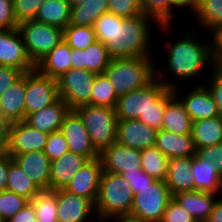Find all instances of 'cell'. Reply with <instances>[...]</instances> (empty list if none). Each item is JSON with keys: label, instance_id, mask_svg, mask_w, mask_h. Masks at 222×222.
Here are the masks:
<instances>
[{"label": "cell", "instance_id": "obj_42", "mask_svg": "<svg viewBox=\"0 0 222 222\" xmlns=\"http://www.w3.org/2000/svg\"><path fill=\"white\" fill-rule=\"evenodd\" d=\"M109 12L123 18L143 14L141 0H110Z\"/></svg>", "mask_w": 222, "mask_h": 222}, {"label": "cell", "instance_id": "obj_45", "mask_svg": "<svg viewBox=\"0 0 222 222\" xmlns=\"http://www.w3.org/2000/svg\"><path fill=\"white\" fill-rule=\"evenodd\" d=\"M161 222H196V220L172 198L164 211Z\"/></svg>", "mask_w": 222, "mask_h": 222}, {"label": "cell", "instance_id": "obj_48", "mask_svg": "<svg viewBox=\"0 0 222 222\" xmlns=\"http://www.w3.org/2000/svg\"><path fill=\"white\" fill-rule=\"evenodd\" d=\"M18 24L13 0H0V29H14L17 28Z\"/></svg>", "mask_w": 222, "mask_h": 222}, {"label": "cell", "instance_id": "obj_24", "mask_svg": "<svg viewBox=\"0 0 222 222\" xmlns=\"http://www.w3.org/2000/svg\"><path fill=\"white\" fill-rule=\"evenodd\" d=\"M214 193L199 190L180 192L173 198L196 220L206 222L213 211L217 196Z\"/></svg>", "mask_w": 222, "mask_h": 222}, {"label": "cell", "instance_id": "obj_5", "mask_svg": "<svg viewBox=\"0 0 222 222\" xmlns=\"http://www.w3.org/2000/svg\"><path fill=\"white\" fill-rule=\"evenodd\" d=\"M87 129L91 144L100 154L117 142L116 110L107 106L82 105L74 109Z\"/></svg>", "mask_w": 222, "mask_h": 222}, {"label": "cell", "instance_id": "obj_44", "mask_svg": "<svg viewBox=\"0 0 222 222\" xmlns=\"http://www.w3.org/2000/svg\"><path fill=\"white\" fill-rule=\"evenodd\" d=\"M69 151L68 144L62 132L55 131L48 135L44 153L53 161Z\"/></svg>", "mask_w": 222, "mask_h": 222}, {"label": "cell", "instance_id": "obj_30", "mask_svg": "<svg viewBox=\"0 0 222 222\" xmlns=\"http://www.w3.org/2000/svg\"><path fill=\"white\" fill-rule=\"evenodd\" d=\"M191 135L196 150L222 143V118L215 116L193 121Z\"/></svg>", "mask_w": 222, "mask_h": 222}, {"label": "cell", "instance_id": "obj_56", "mask_svg": "<svg viewBox=\"0 0 222 222\" xmlns=\"http://www.w3.org/2000/svg\"><path fill=\"white\" fill-rule=\"evenodd\" d=\"M211 36L214 42V56H222V28Z\"/></svg>", "mask_w": 222, "mask_h": 222}, {"label": "cell", "instance_id": "obj_52", "mask_svg": "<svg viewBox=\"0 0 222 222\" xmlns=\"http://www.w3.org/2000/svg\"><path fill=\"white\" fill-rule=\"evenodd\" d=\"M36 214L31 202L27 203L19 212L6 222H36Z\"/></svg>", "mask_w": 222, "mask_h": 222}, {"label": "cell", "instance_id": "obj_7", "mask_svg": "<svg viewBox=\"0 0 222 222\" xmlns=\"http://www.w3.org/2000/svg\"><path fill=\"white\" fill-rule=\"evenodd\" d=\"M173 198L165 181L154 180L134 194L131 217L143 222H161L164 211Z\"/></svg>", "mask_w": 222, "mask_h": 222}, {"label": "cell", "instance_id": "obj_57", "mask_svg": "<svg viewBox=\"0 0 222 222\" xmlns=\"http://www.w3.org/2000/svg\"><path fill=\"white\" fill-rule=\"evenodd\" d=\"M109 221L111 222V220H115L114 222H143L141 220H138L137 218L131 217L129 215H125V216H114V217H110L107 218Z\"/></svg>", "mask_w": 222, "mask_h": 222}, {"label": "cell", "instance_id": "obj_40", "mask_svg": "<svg viewBox=\"0 0 222 222\" xmlns=\"http://www.w3.org/2000/svg\"><path fill=\"white\" fill-rule=\"evenodd\" d=\"M141 7L159 25H170V0H141Z\"/></svg>", "mask_w": 222, "mask_h": 222}, {"label": "cell", "instance_id": "obj_9", "mask_svg": "<svg viewBox=\"0 0 222 222\" xmlns=\"http://www.w3.org/2000/svg\"><path fill=\"white\" fill-rule=\"evenodd\" d=\"M96 75L91 71L71 68L57 79L59 98L67 103L70 110L90 105Z\"/></svg>", "mask_w": 222, "mask_h": 222}, {"label": "cell", "instance_id": "obj_32", "mask_svg": "<svg viewBox=\"0 0 222 222\" xmlns=\"http://www.w3.org/2000/svg\"><path fill=\"white\" fill-rule=\"evenodd\" d=\"M110 0H87L83 5L71 7L69 25L91 26L104 13L109 12Z\"/></svg>", "mask_w": 222, "mask_h": 222}, {"label": "cell", "instance_id": "obj_17", "mask_svg": "<svg viewBox=\"0 0 222 222\" xmlns=\"http://www.w3.org/2000/svg\"><path fill=\"white\" fill-rule=\"evenodd\" d=\"M157 131L138 119L118 120L117 142L138 150L155 147Z\"/></svg>", "mask_w": 222, "mask_h": 222}, {"label": "cell", "instance_id": "obj_43", "mask_svg": "<svg viewBox=\"0 0 222 222\" xmlns=\"http://www.w3.org/2000/svg\"><path fill=\"white\" fill-rule=\"evenodd\" d=\"M45 0H13L14 13L18 23L34 20Z\"/></svg>", "mask_w": 222, "mask_h": 222}, {"label": "cell", "instance_id": "obj_20", "mask_svg": "<svg viewBox=\"0 0 222 222\" xmlns=\"http://www.w3.org/2000/svg\"><path fill=\"white\" fill-rule=\"evenodd\" d=\"M71 55V68L96 74L104 73L111 60L105 44L98 40L85 50L72 49Z\"/></svg>", "mask_w": 222, "mask_h": 222}, {"label": "cell", "instance_id": "obj_34", "mask_svg": "<svg viewBox=\"0 0 222 222\" xmlns=\"http://www.w3.org/2000/svg\"><path fill=\"white\" fill-rule=\"evenodd\" d=\"M194 14L199 26L212 35L222 28V0H198Z\"/></svg>", "mask_w": 222, "mask_h": 222}, {"label": "cell", "instance_id": "obj_21", "mask_svg": "<svg viewBox=\"0 0 222 222\" xmlns=\"http://www.w3.org/2000/svg\"><path fill=\"white\" fill-rule=\"evenodd\" d=\"M69 111L67 103L59 98L52 105L29 114L24 121L31 127L50 134L61 129L64 117Z\"/></svg>", "mask_w": 222, "mask_h": 222}, {"label": "cell", "instance_id": "obj_61", "mask_svg": "<svg viewBox=\"0 0 222 222\" xmlns=\"http://www.w3.org/2000/svg\"><path fill=\"white\" fill-rule=\"evenodd\" d=\"M106 221H108V220H99L98 222H106Z\"/></svg>", "mask_w": 222, "mask_h": 222}, {"label": "cell", "instance_id": "obj_12", "mask_svg": "<svg viewBox=\"0 0 222 222\" xmlns=\"http://www.w3.org/2000/svg\"><path fill=\"white\" fill-rule=\"evenodd\" d=\"M48 135L31 127L25 121L14 122L3 149L11 156L44 151Z\"/></svg>", "mask_w": 222, "mask_h": 222}, {"label": "cell", "instance_id": "obj_18", "mask_svg": "<svg viewBox=\"0 0 222 222\" xmlns=\"http://www.w3.org/2000/svg\"><path fill=\"white\" fill-rule=\"evenodd\" d=\"M11 157L40 190H49L51 161L44 151H31Z\"/></svg>", "mask_w": 222, "mask_h": 222}, {"label": "cell", "instance_id": "obj_36", "mask_svg": "<svg viewBox=\"0 0 222 222\" xmlns=\"http://www.w3.org/2000/svg\"><path fill=\"white\" fill-rule=\"evenodd\" d=\"M30 202L36 214V222H58L57 195L53 190H41Z\"/></svg>", "mask_w": 222, "mask_h": 222}, {"label": "cell", "instance_id": "obj_15", "mask_svg": "<svg viewBox=\"0 0 222 222\" xmlns=\"http://www.w3.org/2000/svg\"><path fill=\"white\" fill-rule=\"evenodd\" d=\"M99 157L102 162L103 171L122 174L124 172L137 171L141 168V150L128 146L112 143L104 149Z\"/></svg>", "mask_w": 222, "mask_h": 222}, {"label": "cell", "instance_id": "obj_35", "mask_svg": "<svg viewBox=\"0 0 222 222\" xmlns=\"http://www.w3.org/2000/svg\"><path fill=\"white\" fill-rule=\"evenodd\" d=\"M169 160L156 146L141 150V168L156 180L165 181Z\"/></svg>", "mask_w": 222, "mask_h": 222}, {"label": "cell", "instance_id": "obj_39", "mask_svg": "<svg viewBox=\"0 0 222 222\" xmlns=\"http://www.w3.org/2000/svg\"><path fill=\"white\" fill-rule=\"evenodd\" d=\"M175 96L174 89H168L154 104L138 118L139 121L156 130L162 129L163 114L167 103Z\"/></svg>", "mask_w": 222, "mask_h": 222}, {"label": "cell", "instance_id": "obj_29", "mask_svg": "<svg viewBox=\"0 0 222 222\" xmlns=\"http://www.w3.org/2000/svg\"><path fill=\"white\" fill-rule=\"evenodd\" d=\"M175 96L167 103L163 114L162 129L175 134H191L192 119L188 115L183 103Z\"/></svg>", "mask_w": 222, "mask_h": 222}, {"label": "cell", "instance_id": "obj_27", "mask_svg": "<svg viewBox=\"0 0 222 222\" xmlns=\"http://www.w3.org/2000/svg\"><path fill=\"white\" fill-rule=\"evenodd\" d=\"M0 111L13 123L25 120V73L0 96Z\"/></svg>", "mask_w": 222, "mask_h": 222}, {"label": "cell", "instance_id": "obj_26", "mask_svg": "<svg viewBox=\"0 0 222 222\" xmlns=\"http://www.w3.org/2000/svg\"><path fill=\"white\" fill-rule=\"evenodd\" d=\"M71 53L72 49L62 41L35 64V69L57 80L71 69Z\"/></svg>", "mask_w": 222, "mask_h": 222}, {"label": "cell", "instance_id": "obj_16", "mask_svg": "<svg viewBox=\"0 0 222 222\" xmlns=\"http://www.w3.org/2000/svg\"><path fill=\"white\" fill-rule=\"evenodd\" d=\"M57 195L58 222H89L90 214H95V204L82 196L70 193L65 189L54 191Z\"/></svg>", "mask_w": 222, "mask_h": 222}, {"label": "cell", "instance_id": "obj_8", "mask_svg": "<svg viewBox=\"0 0 222 222\" xmlns=\"http://www.w3.org/2000/svg\"><path fill=\"white\" fill-rule=\"evenodd\" d=\"M17 29L31 61L36 64L63 41V29L35 20L23 21Z\"/></svg>", "mask_w": 222, "mask_h": 222}, {"label": "cell", "instance_id": "obj_47", "mask_svg": "<svg viewBox=\"0 0 222 222\" xmlns=\"http://www.w3.org/2000/svg\"><path fill=\"white\" fill-rule=\"evenodd\" d=\"M196 154L201 159L213 163L217 172L222 176V143L198 149Z\"/></svg>", "mask_w": 222, "mask_h": 222}, {"label": "cell", "instance_id": "obj_6", "mask_svg": "<svg viewBox=\"0 0 222 222\" xmlns=\"http://www.w3.org/2000/svg\"><path fill=\"white\" fill-rule=\"evenodd\" d=\"M156 71V78L149 83L146 87L138 90L130 91L127 94L121 95L117 99L115 107L116 116L118 120L138 119L141 114L152 107L158 99L170 88L176 90L174 82L163 80L162 77L158 78ZM160 78V79H159ZM175 84V85H174Z\"/></svg>", "mask_w": 222, "mask_h": 222}, {"label": "cell", "instance_id": "obj_54", "mask_svg": "<svg viewBox=\"0 0 222 222\" xmlns=\"http://www.w3.org/2000/svg\"><path fill=\"white\" fill-rule=\"evenodd\" d=\"M198 0H170V25H172V19L174 15V8H189L194 13L196 7H197Z\"/></svg>", "mask_w": 222, "mask_h": 222}, {"label": "cell", "instance_id": "obj_11", "mask_svg": "<svg viewBox=\"0 0 222 222\" xmlns=\"http://www.w3.org/2000/svg\"><path fill=\"white\" fill-rule=\"evenodd\" d=\"M0 66H11L23 73L35 69L17 28L0 29Z\"/></svg>", "mask_w": 222, "mask_h": 222}, {"label": "cell", "instance_id": "obj_49", "mask_svg": "<svg viewBox=\"0 0 222 222\" xmlns=\"http://www.w3.org/2000/svg\"><path fill=\"white\" fill-rule=\"evenodd\" d=\"M22 75L23 72L17 68L11 66H0V96Z\"/></svg>", "mask_w": 222, "mask_h": 222}, {"label": "cell", "instance_id": "obj_28", "mask_svg": "<svg viewBox=\"0 0 222 222\" xmlns=\"http://www.w3.org/2000/svg\"><path fill=\"white\" fill-rule=\"evenodd\" d=\"M191 174L195 190L214 194L222 192V176L213 163L201 159L197 154L192 156Z\"/></svg>", "mask_w": 222, "mask_h": 222}, {"label": "cell", "instance_id": "obj_53", "mask_svg": "<svg viewBox=\"0 0 222 222\" xmlns=\"http://www.w3.org/2000/svg\"><path fill=\"white\" fill-rule=\"evenodd\" d=\"M12 124L13 122L5 117L0 111V150L3 149V146L7 141Z\"/></svg>", "mask_w": 222, "mask_h": 222}, {"label": "cell", "instance_id": "obj_55", "mask_svg": "<svg viewBox=\"0 0 222 222\" xmlns=\"http://www.w3.org/2000/svg\"><path fill=\"white\" fill-rule=\"evenodd\" d=\"M218 197L215 202L213 211L210 213L206 222H222V198Z\"/></svg>", "mask_w": 222, "mask_h": 222}, {"label": "cell", "instance_id": "obj_25", "mask_svg": "<svg viewBox=\"0 0 222 222\" xmlns=\"http://www.w3.org/2000/svg\"><path fill=\"white\" fill-rule=\"evenodd\" d=\"M191 164L192 156L170 158L165 183L172 196L180 192L195 191Z\"/></svg>", "mask_w": 222, "mask_h": 222}, {"label": "cell", "instance_id": "obj_37", "mask_svg": "<svg viewBox=\"0 0 222 222\" xmlns=\"http://www.w3.org/2000/svg\"><path fill=\"white\" fill-rule=\"evenodd\" d=\"M92 87L90 105L116 107L119 96L104 73L96 75Z\"/></svg>", "mask_w": 222, "mask_h": 222}, {"label": "cell", "instance_id": "obj_4", "mask_svg": "<svg viewBox=\"0 0 222 222\" xmlns=\"http://www.w3.org/2000/svg\"><path fill=\"white\" fill-rule=\"evenodd\" d=\"M134 193L121 174L102 170L99 194L95 203L98 220L130 215ZM105 218V219H104Z\"/></svg>", "mask_w": 222, "mask_h": 222}, {"label": "cell", "instance_id": "obj_14", "mask_svg": "<svg viewBox=\"0 0 222 222\" xmlns=\"http://www.w3.org/2000/svg\"><path fill=\"white\" fill-rule=\"evenodd\" d=\"M100 157L87 161L71 178L65 190L78 196L97 201L102 173Z\"/></svg>", "mask_w": 222, "mask_h": 222}, {"label": "cell", "instance_id": "obj_1", "mask_svg": "<svg viewBox=\"0 0 222 222\" xmlns=\"http://www.w3.org/2000/svg\"><path fill=\"white\" fill-rule=\"evenodd\" d=\"M151 20L163 33L172 30L171 25H159L145 14L123 18L111 12L101 15L93 27L96 39L105 44L111 59L151 57Z\"/></svg>", "mask_w": 222, "mask_h": 222}, {"label": "cell", "instance_id": "obj_38", "mask_svg": "<svg viewBox=\"0 0 222 222\" xmlns=\"http://www.w3.org/2000/svg\"><path fill=\"white\" fill-rule=\"evenodd\" d=\"M63 41L71 49L85 50L97 39L94 27L68 25L63 29Z\"/></svg>", "mask_w": 222, "mask_h": 222}, {"label": "cell", "instance_id": "obj_46", "mask_svg": "<svg viewBox=\"0 0 222 222\" xmlns=\"http://www.w3.org/2000/svg\"><path fill=\"white\" fill-rule=\"evenodd\" d=\"M121 175L130 184L134 194L139 192L140 189L147 187L155 180L147 173H145L142 168H137V171H127L122 173Z\"/></svg>", "mask_w": 222, "mask_h": 222}, {"label": "cell", "instance_id": "obj_58", "mask_svg": "<svg viewBox=\"0 0 222 222\" xmlns=\"http://www.w3.org/2000/svg\"><path fill=\"white\" fill-rule=\"evenodd\" d=\"M214 70L222 76V56H214Z\"/></svg>", "mask_w": 222, "mask_h": 222}, {"label": "cell", "instance_id": "obj_31", "mask_svg": "<svg viewBox=\"0 0 222 222\" xmlns=\"http://www.w3.org/2000/svg\"><path fill=\"white\" fill-rule=\"evenodd\" d=\"M71 6L68 0H45L35 21L64 29L69 25Z\"/></svg>", "mask_w": 222, "mask_h": 222}, {"label": "cell", "instance_id": "obj_10", "mask_svg": "<svg viewBox=\"0 0 222 222\" xmlns=\"http://www.w3.org/2000/svg\"><path fill=\"white\" fill-rule=\"evenodd\" d=\"M59 99L57 80L42 75L36 69L25 72L26 117L50 106Z\"/></svg>", "mask_w": 222, "mask_h": 222}, {"label": "cell", "instance_id": "obj_51", "mask_svg": "<svg viewBox=\"0 0 222 222\" xmlns=\"http://www.w3.org/2000/svg\"><path fill=\"white\" fill-rule=\"evenodd\" d=\"M12 157L4 149L0 150V191L6 190L9 163Z\"/></svg>", "mask_w": 222, "mask_h": 222}, {"label": "cell", "instance_id": "obj_50", "mask_svg": "<svg viewBox=\"0 0 222 222\" xmlns=\"http://www.w3.org/2000/svg\"><path fill=\"white\" fill-rule=\"evenodd\" d=\"M211 69V71H213V77L210 76L212 78L211 85L209 87L205 84V86L209 90L214 102L216 103L218 115L222 118V76L218 74L214 68Z\"/></svg>", "mask_w": 222, "mask_h": 222}, {"label": "cell", "instance_id": "obj_3", "mask_svg": "<svg viewBox=\"0 0 222 222\" xmlns=\"http://www.w3.org/2000/svg\"><path fill=\"white\" fill-rule=\"evenodd\" d=\"M152 58L131 57L110 60L104 74L118 96L146 87L156 78V66Z\"/></svg>", "mask_w": 222, "mask_h": 222}, {"label": "cell", "instance_id": "obj_13", "mask_svg": "<svg viewBox=\"0 0 222 222\" xmlns=\"http://www.w3.org/2000/svg\"><path fill=\"white\" fill-rule=\"evenodd\" d=\"M60 131L66 139L70 152L86 156L89 160L99 157V153L91 144L86 127L74 110L65 115Z\"/></svg>", "mask_w": 222, "mask_h": 222}, {"label": "cell", "instance_id": "obj_23", "mask_svg": "<svg viewBox=\"0 0 222 222\" xmlns=\"http://www.w3.org/2000/svg\"><path fill=\"white\" fill-rule=\"evenodd\" d=\"M155 146L169 159L194 156L197 151L191 134H175L164 129L157 131Z\"/></svg>", "mask_w": 222, "mask_h": 222}, {"label": "cell", "instance_id": "obj_22", "mask_svg": "<svg viewBox=\"0 0 222 222\" xmlns=\"http://www.w3.org/2000/svg\"><path fill=\"white\" fill-rule=\"evenodd\" d=\"M192 89L180 99L192 121L219 116L216 103L207 87L202 84Z\"/></svg>", "mask_w": 222, "mask_h": 222}, {"label": "cell", "instance_id": "obj_33", "mask_svg": "<svg viewBox=\"0 0 222 222\" xmlns=\"http://www.w3.org/2000/svg\"><path fill=\"white\" fill-rule=\"evenodd\" d=\"M6 190L23 196L29 201L41 191L13 159L9 163Z\"/></svg>", "mask_w": 222, "mask_h": 222}, {"label": "cell", "instance_id": "obj_60", "mask_svg": "<svg viewBox=\"0 0 222 222\" xmlns=\"http://www.w3.org/2000/svg\"><path fill=\"white\" fill-rule=\"evenodd\" d=\"M0 222H5L1 214H0Z\"/></svg>", "mask_w": 222, "mask_h": 222}, {"label": "cell", "instance_id": "obj_19", "mask_svg": "<svg viewBox=\"0 0 222 222\" xmlns=\"http://www.w3.org/2000/svg\"><path fill=\"white\" fill-rule=\"evenodd\" d=\"M87 161L89 159L86 156L70 151L51 161L49 190L65 189L71 178Z\"/></svg>", "mask_w": 222, "mask_h": 222}, {"label": "cell", "instance_id": "obj_41", "mask_svg": "<svg viewBox=\"0 0 222 222\" xmlns=\"http://www.w3.org/2000/svg\"><path fill=\"white\" fill-rule=\"evenodd\" d=\"M30 201L8 190L0 191V214L4 221H8Z\"/></svg>", "mask_w": 222, "mask_h": 222}, {"label": "cell", "instance_id": "obj_59", "mask_svg": "<svg viewBox=\"0 0 222 222\" xmlns=\"http://www.w3.org/2000/svg\"><path fill=\"white\" fill-rule=\"evenodd\" d=\"M68 1L71 7H77V6L83 5L84 2L87 0H68Z\"/></svg>", "mask_w": 222, "mask_h": 222}, {"label": "cell", "instance_id": "obj_2", "mask_svg": "<svg viewBox=\"0 0 222 222\" xmlns=\"http://www.w3.org/2000/svg\"><path fill=\"white\" fill-rule=\"evenodd\" d=\"M192 34L191 30L186 31L173 45L165 46L168 48L167 71L185 81L196 78L207 65L214 68V42L203 44Z\"/></svg>", "mask_w": 222, "mask_h": 222}]
</instances>
